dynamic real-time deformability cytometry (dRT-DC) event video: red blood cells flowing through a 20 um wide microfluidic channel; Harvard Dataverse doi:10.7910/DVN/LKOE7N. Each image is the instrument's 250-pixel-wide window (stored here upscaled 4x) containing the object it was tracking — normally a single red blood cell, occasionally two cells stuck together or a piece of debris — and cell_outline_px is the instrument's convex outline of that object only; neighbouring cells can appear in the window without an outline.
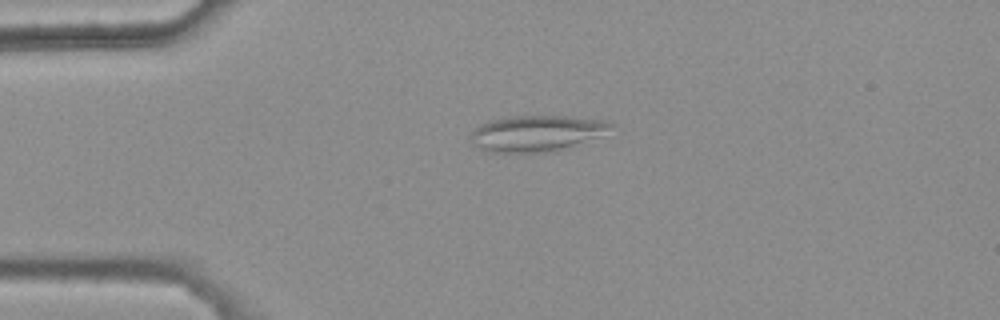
{"species": "common noctule bat (a hibernating species)", "species_latin": "Nyctalus noctula", "temperature_condition": "warm", "stored_images_in_passage": 36, "camera_frame_rate_fps": 3000, "um_per_image_px": 0.085, "animal": {"sex": "female", "body_mass_g": 25.1}, "frame": {"image": 1, "passage_image": 2, "time_ms": 0.333, "image_size_px": [1000, 320], "cell_outline_px": [[616, 124], [600, 136], [552, 152], [488, 152], [472, 144], [468, 136], [480, 124], [488, 120], [512, 116], [572, 116], [612, 120]], "centroid_in_image_um": [45.62, 11.31], "position_along_channel_um": 39.4, "area_um2": 29.71}}
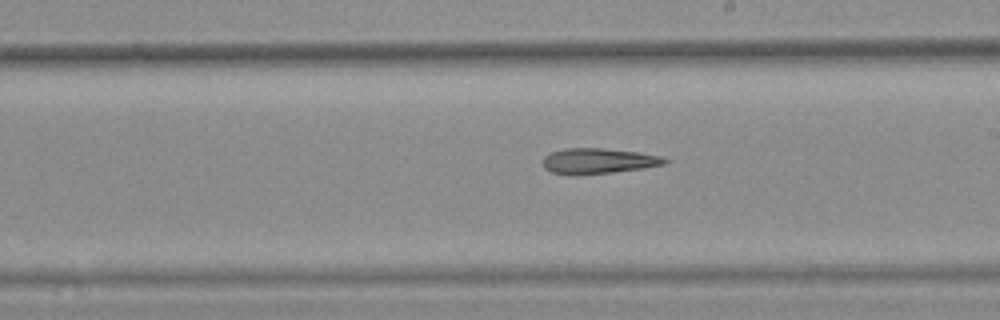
{"frame": {"image": 2, "passage_image": 20, "time_ms": 6.333, "image_size_px": [1000, 320], "cell_outline_px": [[668, 160], [664, 164], [644, 168], [580, 176], [568, 176], [552, 172], [544, 168], [544, 156], [548, 152], [568, 148], [604, 148], [640, 152], [664, 156]], "centroid_in_image_um": [50.84, 13.69], "position_along_channel_um": 238.2, "area_um2": 18.5}}
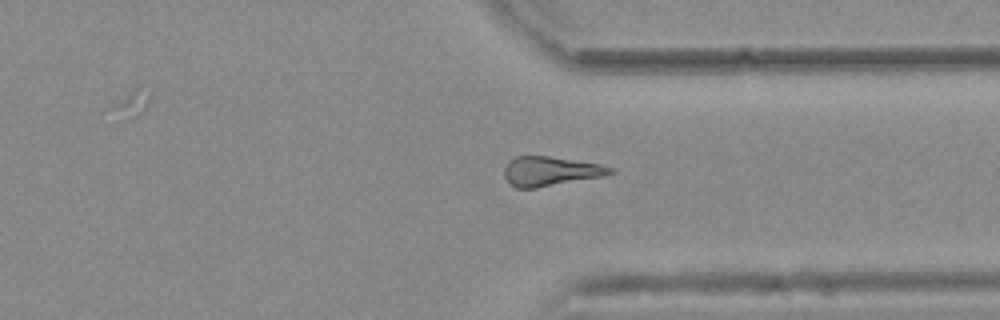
{"frame": {"image": 3, "passage_image": 30, "time_ms": 9.667, "image_size_px": [1000, 320], "cell_outline_px": [[616, 172], [600, 176], [536, 188], [516, 188], [508, 184], [504, 176], [504, 168], [508, 160], [516, 156], [548, 156], [600, 164], [616, 168]], "centroid_in_image_um": [46.74, 14.55], "position_along_channel_um": 364.7, "area_um2": 18.15}}